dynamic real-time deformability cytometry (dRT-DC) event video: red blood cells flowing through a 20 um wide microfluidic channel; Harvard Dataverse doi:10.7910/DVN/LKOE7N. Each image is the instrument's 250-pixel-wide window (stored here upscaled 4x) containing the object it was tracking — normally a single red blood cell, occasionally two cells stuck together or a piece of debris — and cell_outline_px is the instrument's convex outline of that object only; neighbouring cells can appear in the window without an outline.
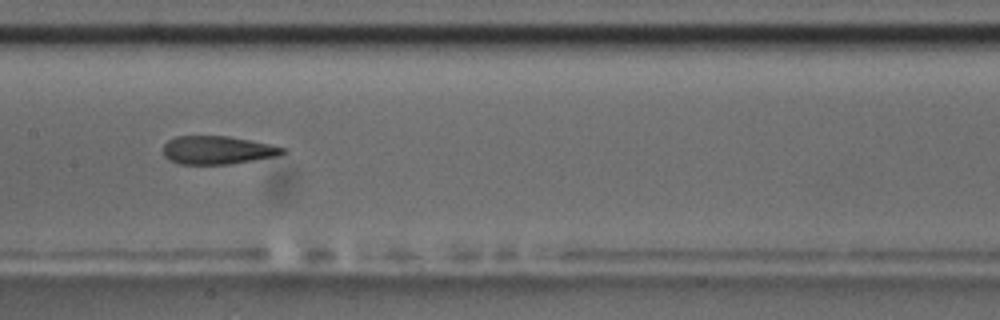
{"species": "common noctule bat (a hibernating species)", "species_latin": "Nyctalus noctula", "temperature_condition": "room temperature", "stored_images_in_passage": 9, "camera_frame_rate_fps": 3000, "um_per_image_px": 0.085, "animal": {"sex": "male", "body_mass_g": 17.5, "forearm_length_mm": 52.3}, "frame": {"image": 1, "passage_image": 9, "time_ms": 9.0, "image_size_px": [1000, 320], "cell_outline_px": [[288, 152], [276, 156], [228, 164], [180, 164], [168, 160], [164, 156], [164, 144], [168, 140], [176, 136], [228, 136], [288, 148]], "centroid_in_image_um": [18.48, 12.76], "position_along_channel_um": 188.9, "area_um2": 19.59}}